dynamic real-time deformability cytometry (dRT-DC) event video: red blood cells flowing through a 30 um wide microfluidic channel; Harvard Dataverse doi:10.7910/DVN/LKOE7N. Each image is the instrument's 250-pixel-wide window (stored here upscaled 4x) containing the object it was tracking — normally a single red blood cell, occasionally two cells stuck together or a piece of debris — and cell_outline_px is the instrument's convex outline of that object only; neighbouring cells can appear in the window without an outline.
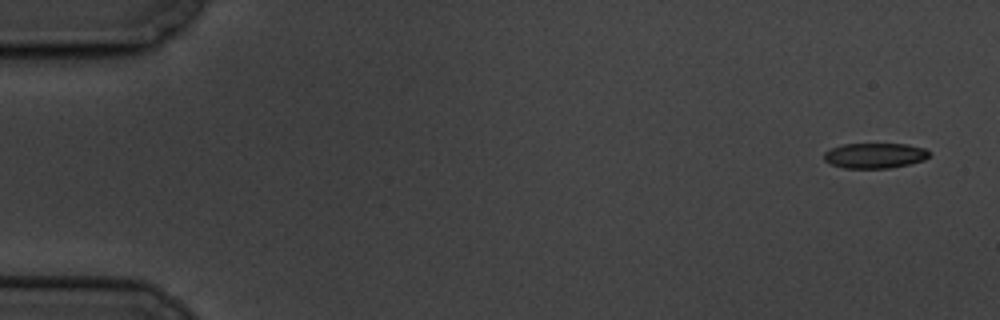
{"species": "common noctule bat (a hibernating species)", "species_latin": "Nyctalus noctula", "temperature_condition": "cold", "stored_images_in_passage": 7, "camera_frame_rate_fps": 3000, "um_per_image_px": 0.085, "animal": {"sex": "male", "body_mass_g": 19.5, "forearm_length_mm": 54.6}, "frame": {"image": 1, "passage_image": 1, "time_ms": 0.0, "image_size_px": [1000, 320], "cell_outline_px": [[928, 156], [924, 160], [908, 164], [888, 168], [844, 168], [832, 164], [824, 160], [824, 152], [832, 148], [844, 144], [908, 144], [924, 148], [928, 152]], "centroid_in_image_um": [74.34, 13.22], "position_along_channel_um": 10.7, "area_um2": 15.32}}
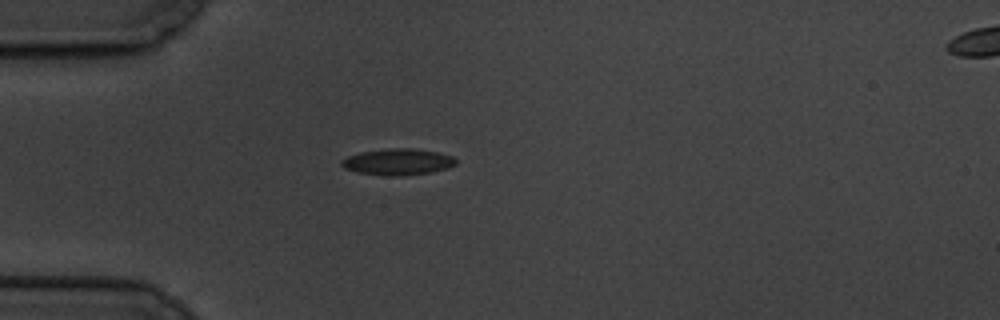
{"frame": {"image": 2, "passage_image": 5, "time_ms": 4.667, "image_size_px": [1000, 320], "cell_outline_px": [[456, 164], [448, 168], [432, 172], [392, 176], [356, 172], [344, 168], [340, 164], [340, 160], [348, 156], [360, 152], [388, 148], [412, 148], [436, 152], [452, 156], [456, 160]], "centroid_in_image_um": [33.79, 13.75], "position_along_channel_um": 51.2, "area_um2": 17.46}}
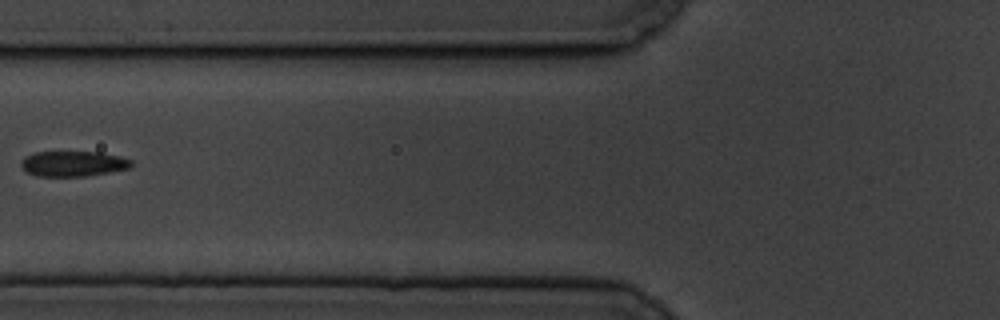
{"frame": {"image": 3, "passage_image": 7, "time_ms": 7.0, "image_size_px": [1000, 320], "cell_outline_px": [[132, 164], [128, 168], [88, 176], [36, 176], [28, 172], [20, 164], [24, 156], [36, 152], [100, 152], [120, 156], [132, 160]], "centroid_in_image_um": [6.21, 13.91], "position_along_channel_um": 119.6, "area_um2": 16.18}}